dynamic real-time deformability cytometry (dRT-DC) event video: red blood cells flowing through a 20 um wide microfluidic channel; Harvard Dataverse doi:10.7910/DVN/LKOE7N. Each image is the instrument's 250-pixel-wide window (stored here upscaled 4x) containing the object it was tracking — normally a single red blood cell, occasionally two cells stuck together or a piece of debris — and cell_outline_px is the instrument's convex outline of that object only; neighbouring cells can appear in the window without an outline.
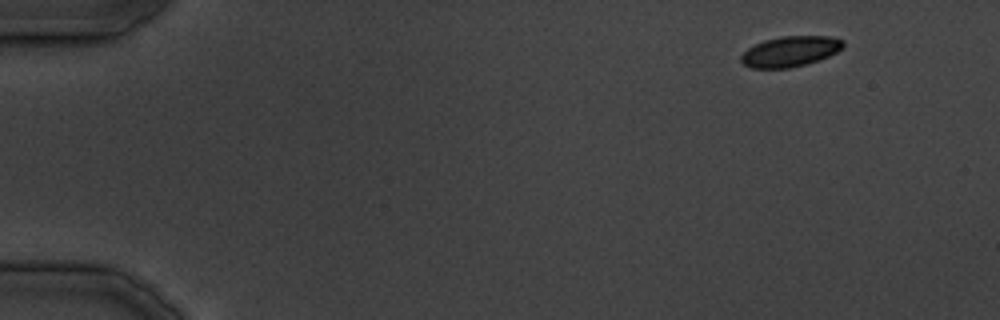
{"species": "common noctule bat (a hibernating species)", "species_latin": "Nyctalus noctula", "temperature_condition": "cold", "stored_images_in_passage": 9, "camera_frame_rate_fps": 3000, "um_per_image_px": 0.085, "animal": {"sex": "male", "body_mass_g": 19.5, "forearm_length_mm": 54.6}, "frame": {"image": 1, "passage_image": 1, "time_ms": 0.0, "image_size_px": [1000, 320], "cell_outline_px": [[844, 44], [836, 52], [828, 56], [808, 64], [788, 68], [752, 68], [744, 64], [740, 60], [740, 56], [748, 48], [764, 40], [780, 36], [828, 36], [844, 40]], "centroid_in_image_um": [67.15, 4.37], "position_along_channel_um": 17.8, "area_um2": 18.03}}